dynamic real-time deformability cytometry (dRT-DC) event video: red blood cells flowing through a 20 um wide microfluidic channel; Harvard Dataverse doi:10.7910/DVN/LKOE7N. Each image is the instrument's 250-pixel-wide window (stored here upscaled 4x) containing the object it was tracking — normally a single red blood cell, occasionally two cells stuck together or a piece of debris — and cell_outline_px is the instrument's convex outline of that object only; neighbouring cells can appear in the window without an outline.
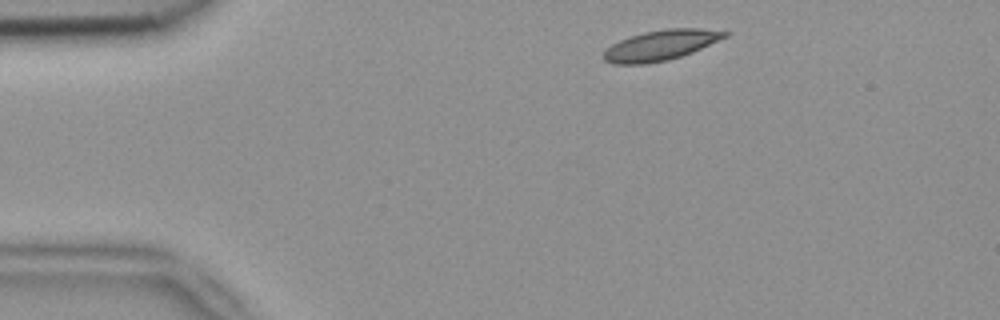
{"species": "common noctule bat (a hibernating species)", "species_latin": "Nyctalus noctula", "temperature_condition": "room temperature", "stored_images_in_passage": 4, "camera_frame_rate_fps": 3000, "um_per_image_px": 0.085, "animal": {"sex": "female", "body_mass_g": 18.4}, "frame": {"image": 1, "passage_image": 1, "time_ms": 0.0, "image_size_px": [1000, 320], "cell_outline_px": [[732, 32], [728, 36], [692, 52], [668, 60], [648, 64], [612, 64], [604, 60], [604, 52], [612, 44], [620, 40], [644, 32], [668, 28], [700, 28]], "centroid_in_image_um": [56.18, 3.84], "position_along_channel_um": 28.8, "area_um2": 21.27}}
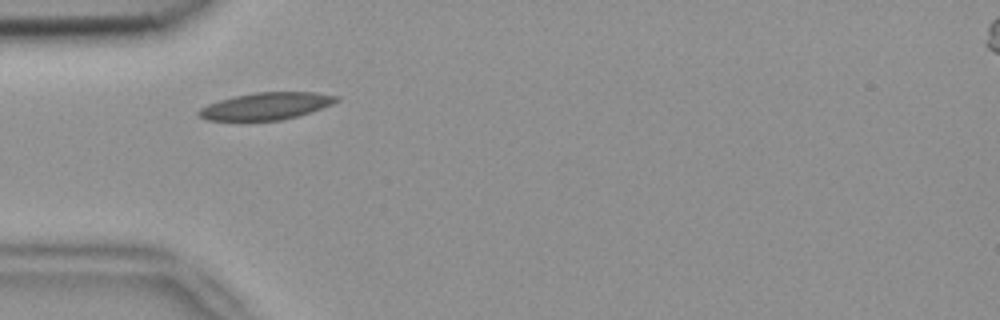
{"frame": {"image": 2, "passage_image": 3, "time_ms": 0.667, "image_size_px": [1000, 320], "cell_outline_px": [[340, 100], [332, 104], [312, 112], [280, 120], [204, 120], [196, 116], [196, 112], [200, 108], [208, 104], [232, 96], [256, 92], [316, 92], [340, 96]], "centroid_in_image_um": [22.61, 9.01], "position_along_channel_um": 62.4, "area_um2": 21.91}}